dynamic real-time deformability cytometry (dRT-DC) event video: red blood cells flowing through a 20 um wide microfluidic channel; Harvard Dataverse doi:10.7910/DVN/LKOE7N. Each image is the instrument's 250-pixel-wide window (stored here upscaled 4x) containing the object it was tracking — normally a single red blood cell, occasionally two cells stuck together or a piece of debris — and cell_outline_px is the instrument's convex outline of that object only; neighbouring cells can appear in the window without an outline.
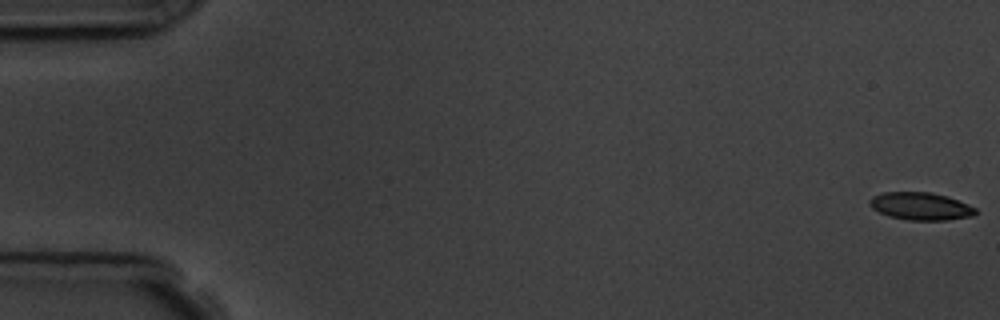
{"species": "common noctule bat (a hibernating species)", "species_latin": "Nyctalus noctula", "temperature_condition": "room temperature", "stored_images_in_passage": 6, "camera_frame_rate_fps": 3000, "um_per_image_px": 0.085, "animal": {"sex": "male", "body_mass_g": 19.5, "forearm_length_mm": 54.6}, "frame": {"image": 1, "passage_image": 1, "time_ms": 0.0, "image_size_px": [1000, 320], "cell_outline_px": [[976, 212], [972, 216], [948, 220], [908, 220], [888, 216], [872, 208], [868, 204], [868, 200], [872, 196], [884, 192], [932, 192], [948, 196], [968, 204], [976, 208]], "centroid_in_image_um": [78.24, 17.52], "position_along_channel_um": 6.8, "area_um2": 17.17}}
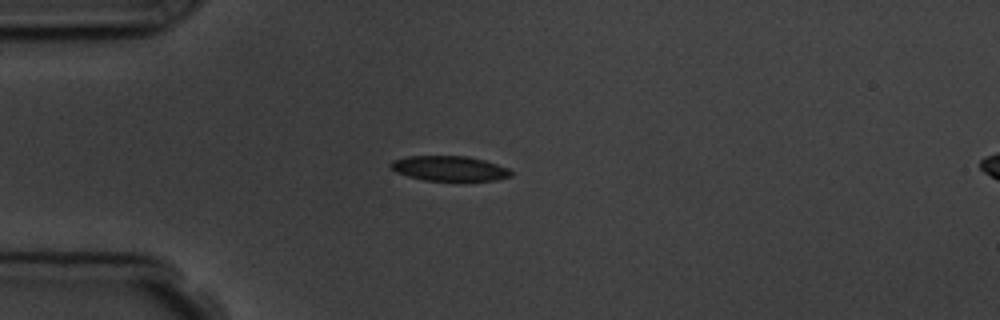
{"frame": {"image": 2, "passage_image": 5, "time_ms": 4.667, "image_size_px": [1000, 320], "cell_outline_px": [[512, 176], [496, 180], [424, 180], [408, 176], [396, 172], [388, 164], [392, 160], [408, 156], [468, 156], [484, 160], [508, 168], [512, 172]], "centroid_in_image_um": [38.18, 14.31], "position_along_channel_um": 46.8, "area_um2": 17.4}}